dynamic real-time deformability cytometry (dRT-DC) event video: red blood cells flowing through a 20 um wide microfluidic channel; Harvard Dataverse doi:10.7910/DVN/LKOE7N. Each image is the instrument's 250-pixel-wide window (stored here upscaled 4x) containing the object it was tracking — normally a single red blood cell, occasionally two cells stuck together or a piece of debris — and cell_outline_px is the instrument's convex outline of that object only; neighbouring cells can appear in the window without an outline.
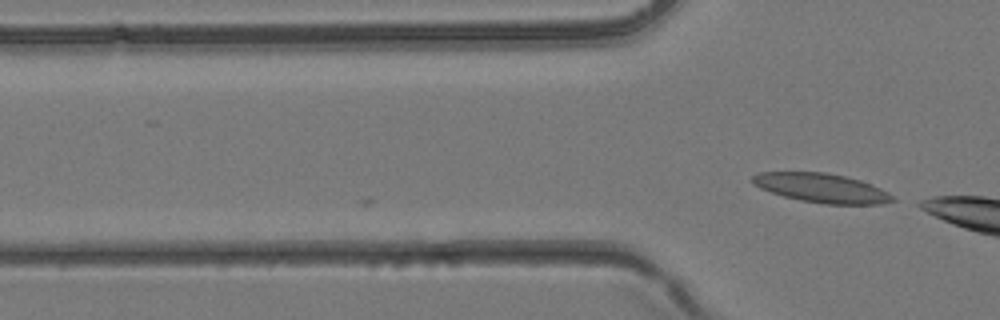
{"species": "common noctule bat (a hibernating species)", "species_latin": "Nyctalus noctula", "temperature_condition": "room temperature", "stored_images_in_passage": 4, "camera_frame_rate_fps": 3000, "um_per_image_px": 0.085, "animal": {"sex": "female", "body_mass_g": 24.6, "forearm_length_mm": 56.2}, "frame": {"image": 1, "passage_image": 4, "time_ms": 1.0, "image_size_px": [1000, 320], "cell_outline_px": [[896, 200], [880, 204], [824, 204], [800, 200], [784, 196], [760, 188], [752, 184], [752, 176], [760, 172], [824, 172], [844, 176], [860, 180], [872, 184], [888, 192]], "centroid_in_image_um": [69.83, 15.98], "position_along_channel_um": 56.0, "area_um2": 23.7}}